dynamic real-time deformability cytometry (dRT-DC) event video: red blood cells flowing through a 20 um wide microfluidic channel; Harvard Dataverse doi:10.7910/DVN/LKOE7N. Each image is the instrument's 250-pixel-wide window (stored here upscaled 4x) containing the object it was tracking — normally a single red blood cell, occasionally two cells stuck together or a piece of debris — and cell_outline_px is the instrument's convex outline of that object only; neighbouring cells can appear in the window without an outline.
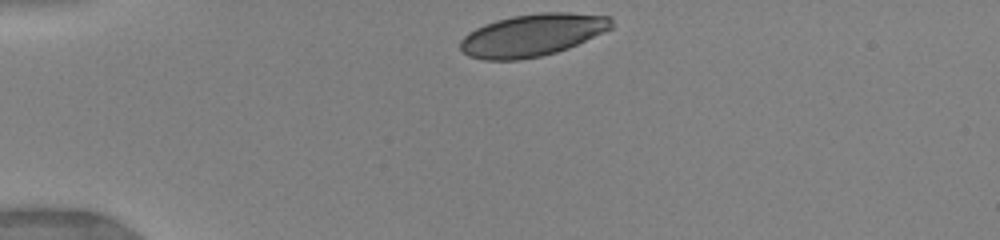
{"species": "human", "species_latin": "Homo sapiens", "temperature_condition": "warm", "stored_images_in_passage": 34, "camera_frame_rate_fps": 3000, "um_per_image_px": 0.085, "donor": {"sex": "female"}, "frame": {"image": 1, "passage_image": 1, "time_ms": 0.0, "image_size_px": [1000, 240], "cell_outline_px": [[612, 28], [604, 32], [568, 48], [556, 52], [540, 56], [520, 60], [484, 60], [468, 56], [460, 48], [460, 40], [468, 32], [484, 24], [496, 20], [512, 16], [540, 12], [568, 12], [612, 16]], "centroid_in_image_um": [45.25, 2.98], "position_along_channel_um": 39.8, "area_um2": 37.4}}
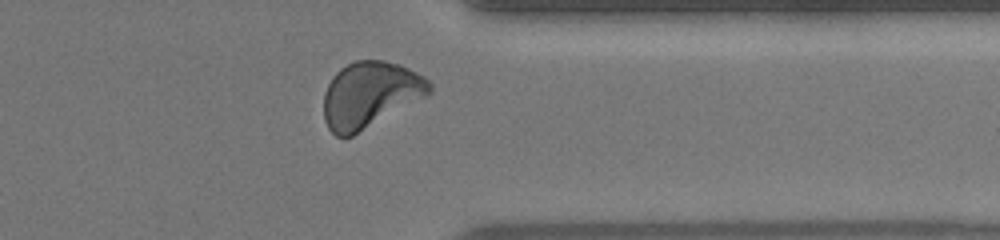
{"frame": {"image": 2, "passage_image": 26, "time_ms": 9.667, "image_size_px": [1000, 240], "cell_outline_px": [[432, 92], [428, 96], [352, 136], [336, 136], [328, 128], [324, 120], [324, 92], [332, 76], [340, 68], [356, 60], [384, 60], [400, 64], [424, 76], [432, 84]], "centroid_in_image_um": [31.47, 8.04], "position_along_channel_um": 379.9, "area_um2": 40.86}, "authors_computed_cell_mechanics": {"area_um2": 38.5237, "velocity_mm_per_s": 3.989, "shape_relaxation_time_tau1_ms": 3.4028, "shape_relaxation_time_tau2_ms": 1.0181, "deformation_change_tau1": 0.1441, "deformation_change_tau2": 0.0631}}